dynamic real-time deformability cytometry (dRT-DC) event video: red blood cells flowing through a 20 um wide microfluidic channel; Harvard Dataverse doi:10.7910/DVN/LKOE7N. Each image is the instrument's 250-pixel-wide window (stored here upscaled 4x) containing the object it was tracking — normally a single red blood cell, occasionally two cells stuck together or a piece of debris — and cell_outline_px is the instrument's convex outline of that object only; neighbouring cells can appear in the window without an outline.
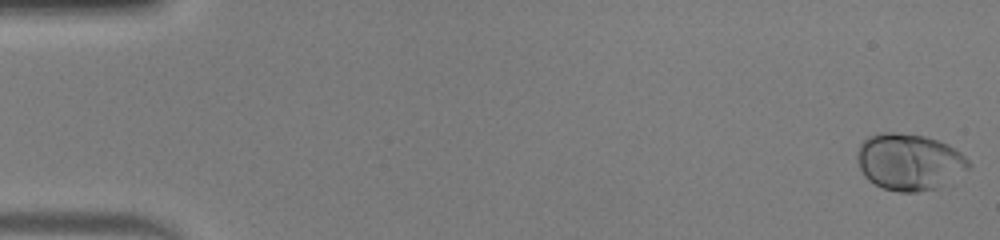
{"species": "human", "species_latin": "Homo sapiens", "temperature_condition": "warm", "stored_images_in_passage": 49, "camera_frame_rate_fps": 3000, "um_per_image_px": 0.085, "donor": {"sex": "male"}, "frame": {"image": 1, "passage_image": 1, "time_ms": 0.0, "image_size_px": [1000, 240], "cell_outline_px": [[972, 164], [968, 168], [936, 188], [916, 192], [900, 192], [884, 188], [868, 180], [864, 176], [860, 168], [856, 156], [860, 144], [868, 136], [880, 132], [892, 132], [924, 136], [948, 144], [960, 152]], "centroid_in_image_um": [77.25, 13.74], "position_along_channel_um": 7.8, "area_um2": 36.36}}
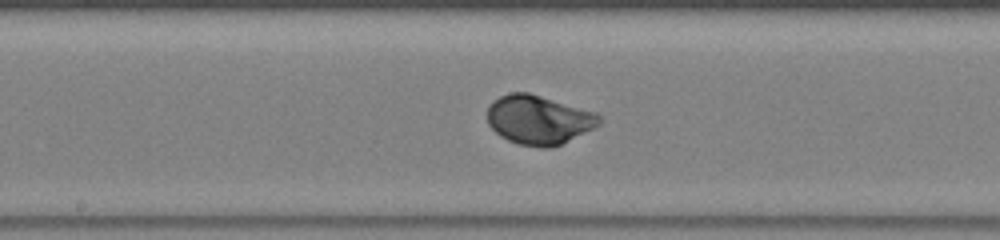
{"frame": {"image": 2, "passage_image": 26, "time_ms": 8.333, "image_size_px": [1000, 240], "cell_outline_px": [[604, 120], [600, 124], [552, 148], [540, 148], [520, 144], [508, 140], [500, 136], [488, 124], [488, 104], [492, 100], [508, 92], [528, 92], [596, 112]], "centroid_in_image_um": [45.77, 10.17], "position_along_channel_um": 202.4, "area_um2": 32.02}}
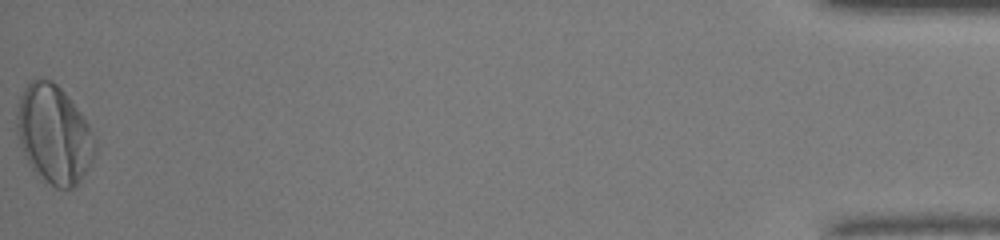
{"frame": {"image": 3, "passage_image": 49, "time_ms": 16.0, "image_size_px": [1000, 240], "cell_outline_px": [[96, 152], [88, 168], [80, 180], [72, 188], [56, 188], [36, 176], [28, 164], [20, 144], [16, 132], [16, 104], [24, 88], [32, 80], [40, 76], [52, 80], [64, 92], [80, 112], [88, 124], [96, 140]], "centroid_in_image_um": [4.55, 11.42], "position_along_channel_um": 430.6, "area_um2": 45.32}, "authors_computed_cell_mechanics": {"area_um2": 32.7148, "velocity_mm_per_s": 4.2621, "shape_relaxation_time_tau1_ms": 2.6816, "shape_relaxation_time_tau2_ms": null, "deformation_change_tau1": 0.1607, "deformation_change_tau2": null}}